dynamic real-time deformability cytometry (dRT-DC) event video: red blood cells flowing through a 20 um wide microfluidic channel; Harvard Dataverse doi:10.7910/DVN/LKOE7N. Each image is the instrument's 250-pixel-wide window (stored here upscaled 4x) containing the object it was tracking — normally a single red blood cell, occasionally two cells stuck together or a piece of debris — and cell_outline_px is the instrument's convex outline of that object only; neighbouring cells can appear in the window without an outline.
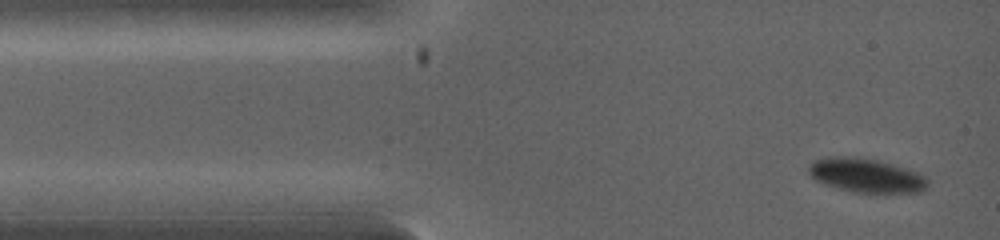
{"species": "common noctule bat (a hibernating species)", "species_latin": "Nyctalus noctula", "temperature_condition": "warm", "stored_images_in_passage": 16, "camera_frame_rate_fps": 5000, "um_per_image_px": 0.085, "animal": {"sex": "female", "body_mass_g": 19.0, "forearm_length_mm": 53.3}, "frame": {"image": 1, "passage_image": 1, "time_ms": 0.0, "image_size_px": [1000, 240], "cell_outline_px": [[928, 184], [920, 192], [856, 192], [824, 184], [816, 180], [808, 172], [808, 164], [816, 160], [828, 156], [848, 156], [876, 160], [892, 164], [920, 172], [928, 180]], "centroid_in_image_um": [73.61, 14.89], "position_along_channel_um": 11.4, "area_um2": 23.35}}
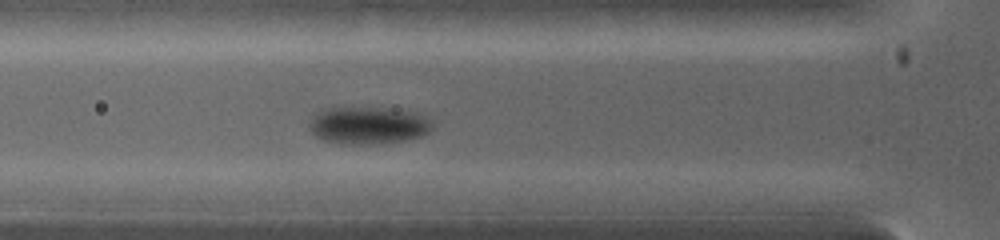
{"frame": {"image": 2, "passage_image": 9, "time_ms": 2.4, "image_size_px": [1000, 240], "cell_outline_px": [[432, 128], [428, 132], [420, 136], [404, 140], [324, 140], [316, 136], [308, 128], [312, 116], [320, 108], [332, 104], [400, 108], [416, 112], [432, 120]], "centroid_in_image_um": [31.26, 10.48], "position_along_channel_um": 94.5, "area_um2": 26.59}}
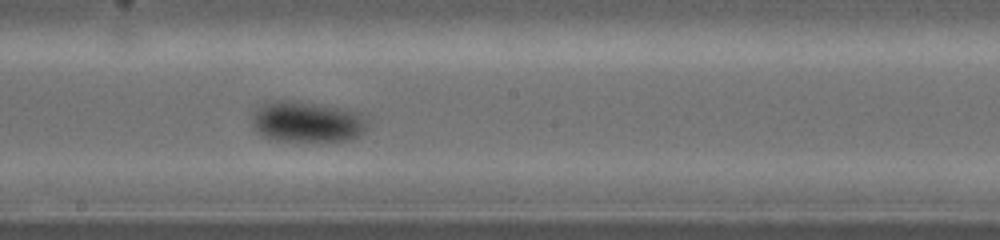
{"frame": {"image": 3, "passage_image": 15, "time_ms": 4.6, "image_size_px": [1000, 240], "cell_outline_px": [[368, 128], [360, 136], [352, 140], [272, 140], [256, 132], [252, 124], [252, 112], [260, 104], [272, 100], [296, 100], [344, 108], [360, 112], [368, 120]], "centroid_in_image_um": [26.11, 10.32], "position_along_channel_um": 222.1, "area_um2": 28.03}}